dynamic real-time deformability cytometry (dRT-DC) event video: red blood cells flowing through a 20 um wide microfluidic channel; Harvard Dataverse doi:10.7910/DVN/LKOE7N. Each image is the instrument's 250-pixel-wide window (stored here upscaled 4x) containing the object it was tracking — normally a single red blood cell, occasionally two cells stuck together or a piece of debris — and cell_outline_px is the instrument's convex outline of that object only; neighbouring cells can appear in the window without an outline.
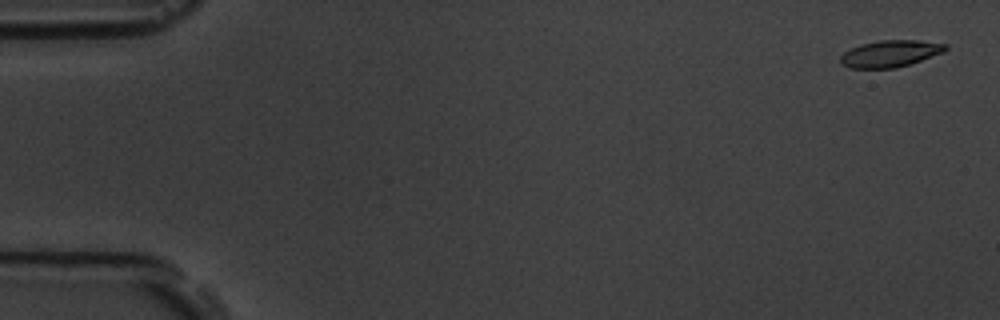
{"species": "common noctule bat (a hibernating species)", "species_latin": "Nyctalus noctula", "temperature_condition": "room temperature", "stored_images_in_passage": 55, "camera_frame_rate_fps": 3000, "um_per_image_px": 0.085, "animal": {"sex": "male", "body_mass_g": 19.5, "forearm_length_mm": 54.6}, "frame": {"image": 1, "passage_image": 2, "time_ms": 0.333, "image_size_px": [1000, 320], "cell_outline_px": [[948, 48], [944, 52], [896, 68], [848, 68], [840, 64], [840, 56], [844, 52], [860, 44], [880, 40], [920, 40], [948, 44]], "centroid_in_image_um": [75.66, 4.55], "position_along_channel_um": 9.3, "area_um2": 16.42}}
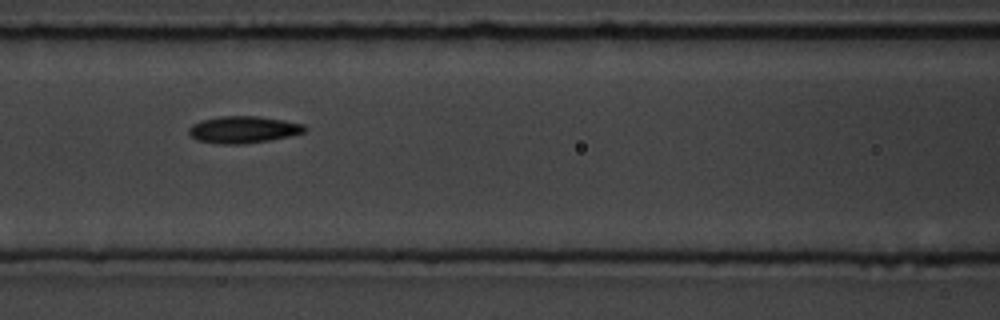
{"frame": {"image": 2, "passage_image": 24, "time_ms": 7.667, "image_size_px": [1000, 320], "cell_outline_px": [[308, 128], [304, 132], [288, 136], [268, 140], [244, 144], [220, 144], [196, 140], [188, 132], [188, 128], [192, 124], [200, 120], [220, 116], [256, 116], [284, 120], [304, 124]], "centroid_in_image_um": [20.66, 11.01], "position_along_channel_um": 145.9, "area_um2": 18.21}}
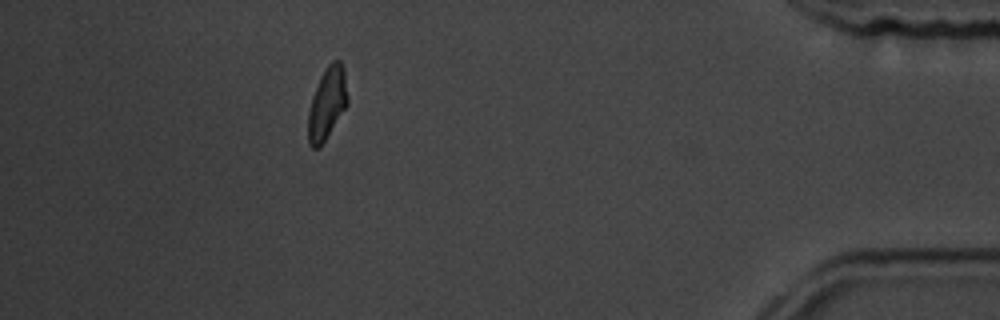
{"frame": {"image": 3, "passage_image": 49, "time_ms": 16.0, "image_size_px": [1000, 320], "cell_outline_px": [[348, 104], [320, 148], [312, 148], [308, 144], [308, 112], [312, 96], [320, 76], [328, 64], [332, 60], [340, 60], [344, 68], [348, 96]], "centroid_in_image_um": [27.8, 8.79], "position_along_channel_um": 407.4, "area_um2": 16.76}, "authors_computed_cell_mechanics": {"area_um2": 16.762, "velocity_mm_per_s": 3.7597, "shape_relaxation_time_tau1_ms": 2.5462, "shape_relaxation_time_tau2_ms": 1.3962, "deformation_change_tau1": 0.1196, "deformation_change_tau2": 0.0595}}